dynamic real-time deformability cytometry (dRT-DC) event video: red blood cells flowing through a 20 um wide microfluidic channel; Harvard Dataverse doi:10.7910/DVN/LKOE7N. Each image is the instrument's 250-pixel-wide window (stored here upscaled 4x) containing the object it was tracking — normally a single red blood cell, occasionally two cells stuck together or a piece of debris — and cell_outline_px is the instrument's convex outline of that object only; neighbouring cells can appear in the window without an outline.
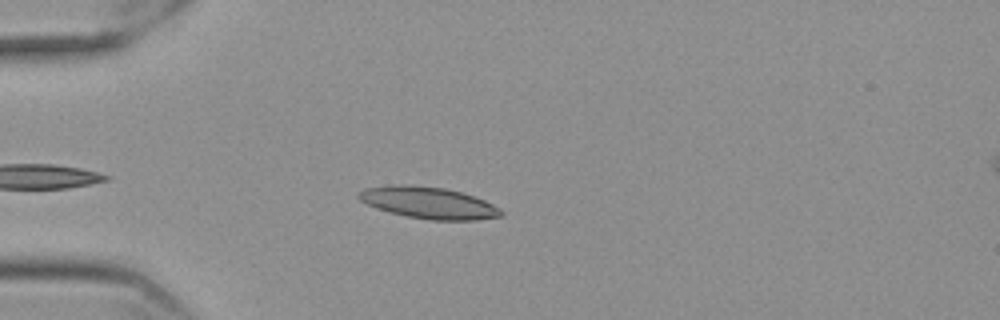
{"species": "Egyptian fruit bat (a non-hibernating species)", "species_latin": "Rousettus aegyptiacus", "temperature_condition": "cold", "stored_images_in_passage": 39, "camera_frame_rate_fps": 3000, "um_per_image_px": 0.085, "frame": {"image": 1, "passage_image": 1, "time_ms": 0.0, "image_size_px": [1000, 320], "cell_outline_px": [[504, 216], [476, 220], [428, 220], [388, 212], [376, 208], [360, 200], [356, 196], [356, 192], [364, 188], [392, 184], [408, 184], [444, 188], [460, 192], [484, 200], [500, 208], [504, 212]], "centroid_in_image_um": [36.4, 17.23], "position_along_channel_um": 48.6, "area_um2": 26.47}}
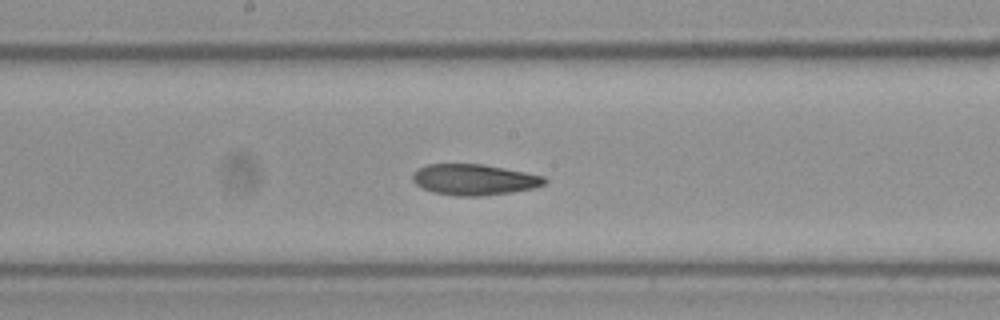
{"frame": {"image": 2, "passage_image": 16, "time_ms": 5.0, "image_size_px": [1000, 320], "cell_outline_px": [[548, 180], [544, 184], [536, 188], [512, 192], [484, 196], [456, 196], [432, 192], [416, 184], [412, 180], [412, 176], [420, 168], [428, 164], [484, 164], [544, 176]], "centroid_in_image_um": [40.34, 15.28], "position_along_channel_um": 207.9, "area_um2": 23.76}}
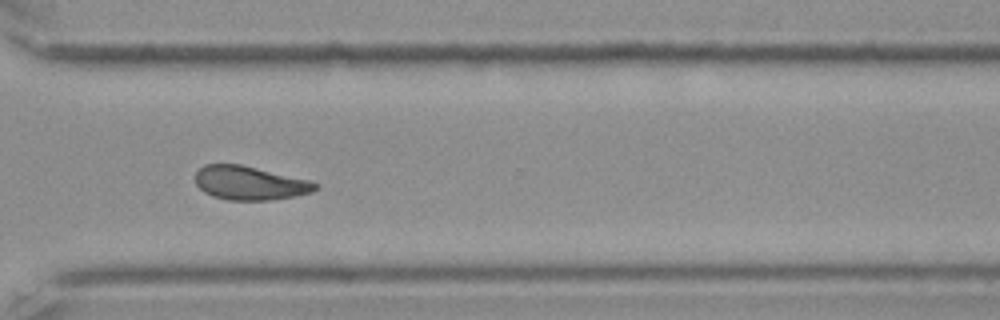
{"frame": {"image": 3, "passage_image": 28, "time_ms": 9.0, "image_size_px": [1000, 320], "cell_outline_px": [[320, 188], [312, 192], [292, 196], [268, 200], [228, 200], [212, 196], [204, 192], [196, 184], [196, 172], [204, 164], [240, 164], [308, 180], [320, 184]], "centroid_in_image_um": [21.22, 15.56], "position_along_channel_um": 349.4, "area_um2": 23.47}, "authors_computed_cell_mechanics": {"area_um2": 23.409, "velocity_mm_per_s": 3.5395, "shape_relaxation_time_tau1_ms": null, "shape_relaxation_time_tau2_ms": 10.9751, "deformation_change_tau1": null, "deformation_change_tau2": 0.1971}}